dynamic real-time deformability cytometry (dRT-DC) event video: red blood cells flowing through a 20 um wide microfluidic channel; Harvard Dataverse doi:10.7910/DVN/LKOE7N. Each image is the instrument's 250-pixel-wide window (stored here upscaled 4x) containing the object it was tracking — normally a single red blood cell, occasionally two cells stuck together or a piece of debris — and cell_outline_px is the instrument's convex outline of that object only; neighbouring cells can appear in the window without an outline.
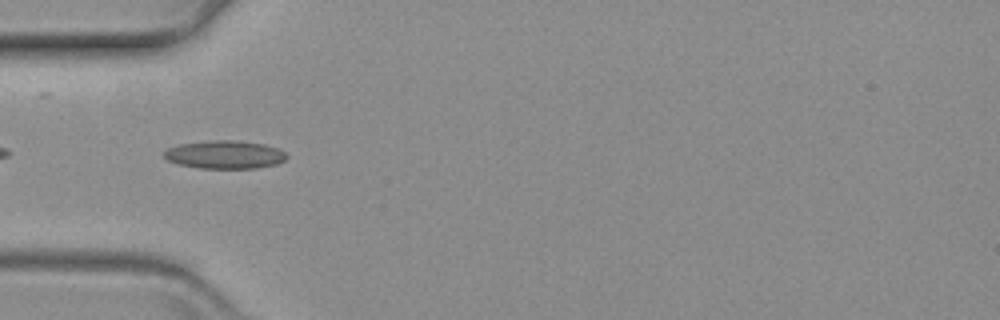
{"species": "common noctule bat (a hibernating species)", "species_latin": "Nyctalus noctula", "temperature_condition": "warm", "stored_images_in_passage": 32, "camera_frame_rate_fps": 3000, "um_per_image_px": 0.085, "animal": {"sex": "female", "body_mass_g": 19.3, "forearm_length_mm": 54.1}, "frame": {"image": 1, "passage_image": 2, "time_ms": 0.333, "image_size_px": [1000, 320], "cell_outline_px": [[288, 156], [284, 160], [276, 164], [256, 168], [200, 168], [180, 164], [168, 160], [160, 152], [168, 148], [180, 144], [212, 140], [232, 140], [264, 144], [280, 148]], "centroid_in_image_um": [19.11, 13.14], "position_along_channel_um": 65.9, "area_um2": 20.06}}
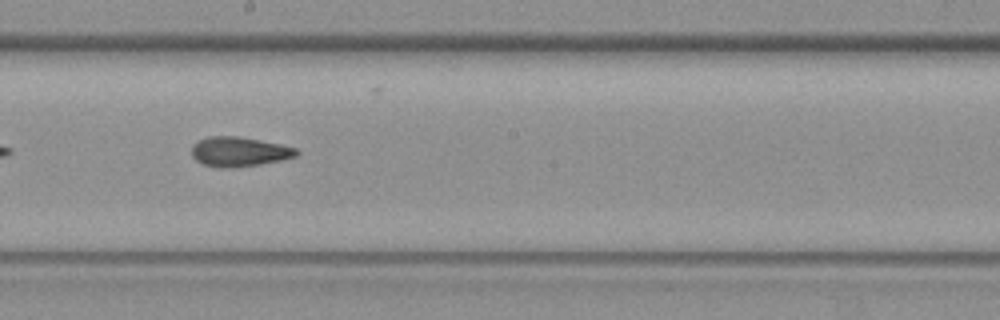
{"frame": {"image": 2, "passage_image": 16, "time_ms": 5.0, "image_size_px": [1000, 320], "cell_outline_px": [[300, 152], [296, 156], [280, 160], [260, 164], [228, 168], [220, 168], [204, 164], [196, 160], [192, 156], [192, 144], [208, 136], [240, 136], [280, 144], [296, 148]], "centroid_in_image_um": [20.32, 12.89], "position_along_channel_um": 227.9, "area_um2": 18.03}}
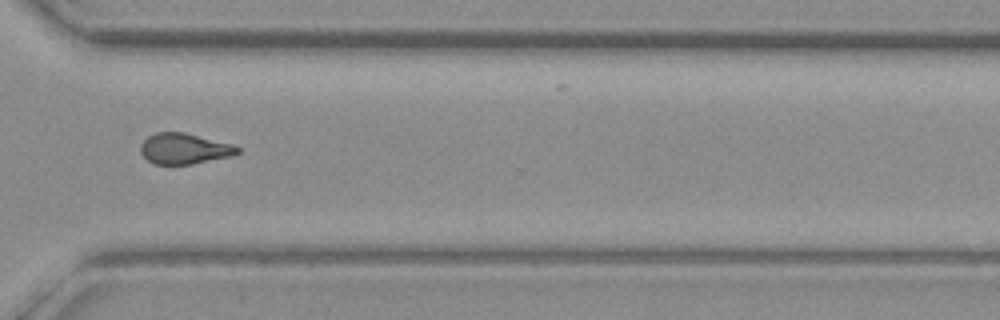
{"frame": {"image": 3, "passage_image": 27, "time_ms": 8.667, "image_size_px": [1000, 320], "cell_outline_px": [[240, 152], [232, 156], [192, 164], [152, 164], [140, 152], [140, 144], [148, 136], [156, 132], [184, 132], [232, 144], [240, 148]], "centroid_in_image_um": [15.66, 12.64], "position_along_channel_um": 354.9, "area_um2": 17.4}}